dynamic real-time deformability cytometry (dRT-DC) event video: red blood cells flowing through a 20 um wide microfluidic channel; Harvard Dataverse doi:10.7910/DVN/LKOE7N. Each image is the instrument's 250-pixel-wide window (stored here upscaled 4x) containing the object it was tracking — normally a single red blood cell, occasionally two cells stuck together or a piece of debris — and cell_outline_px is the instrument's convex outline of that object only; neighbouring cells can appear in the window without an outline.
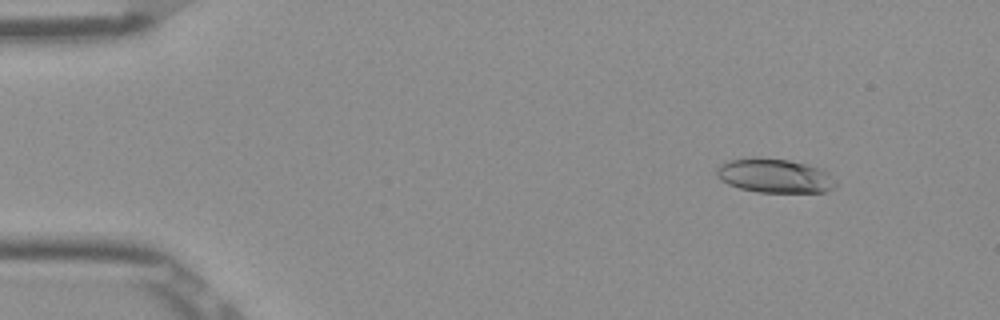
{"species": "Egyptian fruit bat (a non-hibernating species)", "species_latin": "Rousettus aegyptiacus", "temperature_condition": "room temperature", "stored_images_in_passage": 52, "camera_frame_rate_fps": 3000, "um_per_image_px": 0.085, "frame": {"image": 1, "passage_image": 6, "time_ms": 1.667, "image_size_px": [1000, 320], "cell_outline_px": [[836, 184], [832, 188], [824, 192], [756, 192], [740, 188], [728, 184], [720, 180], [716, 176], [716, 168], [720, 164], [728, 160], [752, 156], [756, 156], [788, 160], [820, 168], [828, 172]], "centroid_in_image_um": [65.77, 14.92], "position_along_channel_um": 19.2, "area_um2": 23.81}}
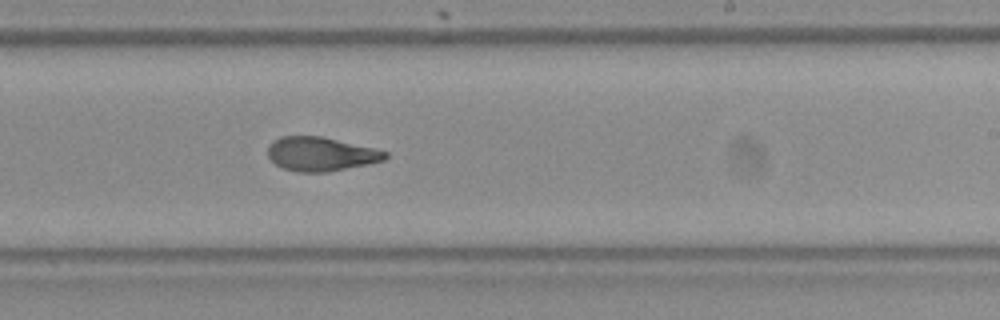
{"frame": {"image": 2, "passage_image": 32, "time_ms": 10.333, "image_size_px": [1000, 320], "cell_outline_px": [[388, 156], [384, 160], [368, 164], [328, 172], [296, 172], [284, 168], [276, 164], [268, 156], [268, 148], [272, 140], [280, 136], [320, 136], [372, 148], [388, 152]], "centroid_in_image_um": [27.24, 13.09], "position_along_channel_um": 261.8, "area_um2": 23.06}}
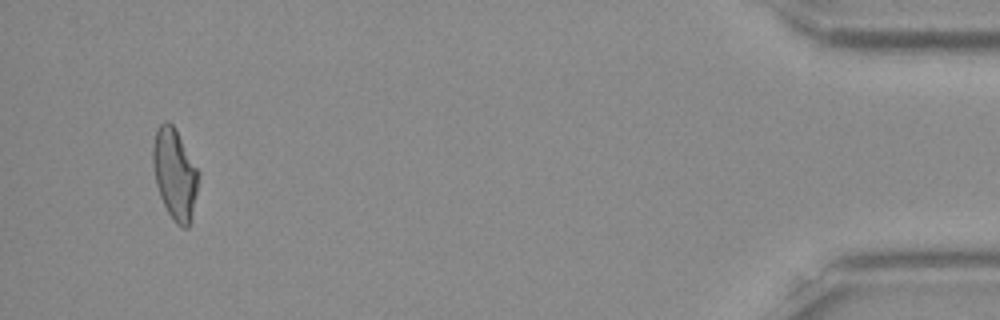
{"frame": {"image": 3, "passage_image": 50, "time_ms": 16.333, "image_size_px": [1000, 320], "cell_outline_px": [[200, 176], [188, 228], [180, 228], [172, 220], [160, 196], [156, 184], [152, 160], [152, 144], [156, 128], [164, 120], [168, 120], [176, 128], [200, 172]], "centroid_in_image_um": [14.85, 14.74], "position_along_channel_um": 420.4, "area_um2": 24.39}, "authors_computed_cell_mechanics": {"area_um2": 23.8136, "velocity_mm_per_s": 3.8942, "shape_relaxation_time_tau1_ms": null, "shape_relaxation_time_tau2_ms": 2.1106, "deformation_change_tau1": null, "deformation_change_tau2": 0.0947}}